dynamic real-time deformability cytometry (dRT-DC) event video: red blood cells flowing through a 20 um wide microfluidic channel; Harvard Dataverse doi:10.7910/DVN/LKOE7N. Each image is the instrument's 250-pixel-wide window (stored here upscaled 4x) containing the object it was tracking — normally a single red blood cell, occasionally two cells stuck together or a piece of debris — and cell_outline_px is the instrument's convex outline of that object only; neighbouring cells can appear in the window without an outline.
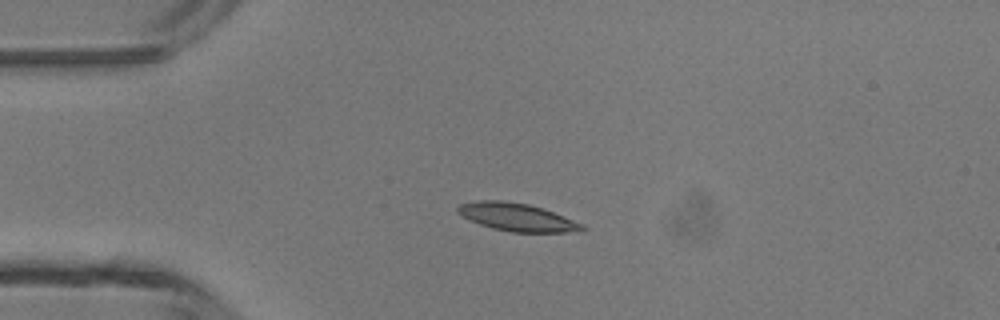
{"species": "common noctule bat (a hibernating species)", "species_latin": "Nyctalus noctula", "temperature_condition": "room temperature", "stored_images_in_passage": 37, "camera_frame_rate_fps": 3000, "um_per_image_px": 0.085, "animal": {"sex": "male", "body_mass_g": 13.3}, "frame": {"image": 1, "passage_image": 1, "time_ms": 0.0, "image_size_px": [1000, 320], "cell_outline_px": [[588, 228], [580, 232], [512, 232], [492, 228], [468, 220], [456, 212], [456, 208], [460, 204], [476, 200], [500, 200], [528, 204], [564, 216], [584, 224]], "centroid_in_image_um": [43.94, 18.46], "position_along_channel_um": 41.1, "area_um2": 20.29}}
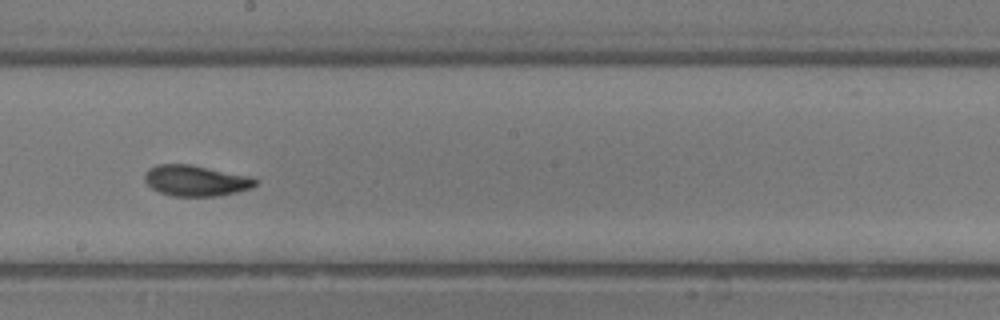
{"frame": {"image": 2, "passage_image": 16, "time_ms": 5.0, "image_size_px": [1000, 320], "cell_outline_px": [[260, 180], [252, 188], [236, 192], [216, 196], [172, 196], [160, 192], [152, 188], [144, 180], [144, 172], [148, 168], [156, 164], [192, 164], [252, 176]], "centroid_in_image_um": [16.66, 15.34], "position_along_channel_um": 231.5, "area_um2": 20.23}}
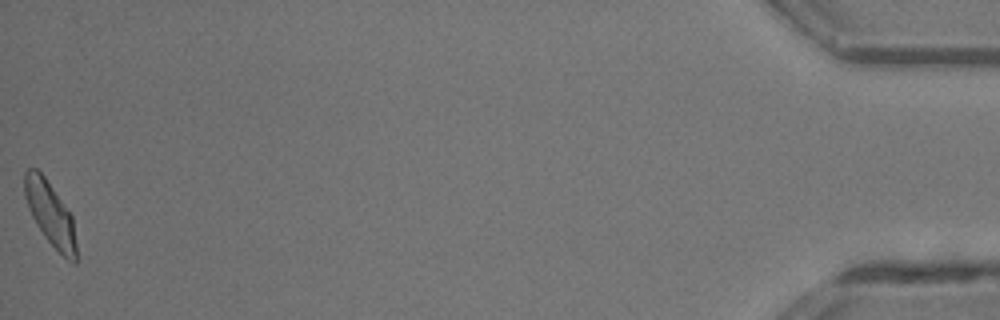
{"frame": {"image": 3, "passage_image": 37, "time_ms": 12.0, "image_size_px": [1000, 320], "cell_outline_px": [[76, 264], [72, 264], [44, 236], [36, 224], [28, 208], [24, 196], [24, 172], [28, 168], [36, 168], [44, 176], [72, 216], [76, 244]], "centroid_in_image_um": [4.25, 18.16], "position_along_channel_um": 430.9, "area_um2": 18.96}, "authors_computed_cell_mechanics": {"area_um2": 19.5942, "velocity_mm_per_s": 4.3384, "shape_relaxation_time_tau1_ms": 2.3743, "shape_relaxation_time_tau2_ms": 1.6858, "deformation_change_tau1": 0.1342, "deformation_change_tau2": 0.0819}}